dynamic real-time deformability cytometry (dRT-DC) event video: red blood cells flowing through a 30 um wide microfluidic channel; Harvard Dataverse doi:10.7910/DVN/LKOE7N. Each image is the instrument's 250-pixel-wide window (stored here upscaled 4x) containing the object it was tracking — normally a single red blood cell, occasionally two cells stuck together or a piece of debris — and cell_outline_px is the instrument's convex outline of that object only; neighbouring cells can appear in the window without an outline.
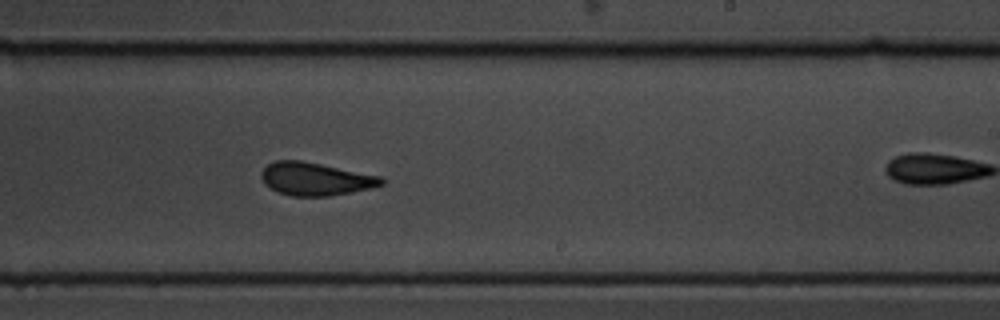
{"species": "common noctule bat (a hibernating species)", "species_latin": "Nyctalus noctula", "temperature_condition": "cold", "stored_images_in_passage": 15, "camera_frame_rate_fps": 3000, "um_per_image_px": 0.085, "animal": {"sex": "male", "body_mass_g": 19.5, "forearm_length_mm": 54.6}, "frame": {"image": 1, "passage_image": 9, "time_ms": 2.667, "image_size_px": [1000, 320], "cell_outline_px": [[384, 184], [372, 188], [352, 192], [328, 196], [292, 196], [280, 192], [264, 184], [260, 176], [260, 172], [268, 164], [276, 160], [300, 160], [384, 176]], "centroid_in_image_um": [26.85, 15.2], "position_along_channel_um": 262.2, "area_um2": 23.18}}
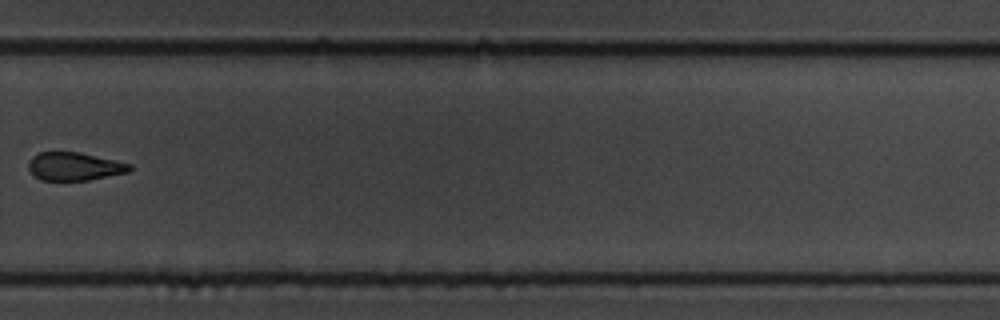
{"frame": {"image": 2, "passage_image": 11, "time_ms": 3.333, "image_size_px": [1000, 320], "cell_outline_px": [[132, 168], [128, 172], [88, 180], [40, 180], [32, 176], [28, 168], [28, 160], [32, 156], [40, 152], [80, 152], [116, 160], [132, 164]], "centroid_in_image_um": [6.29, 14.14], "position_along_channel_um": 323.5, "area_um2": 16.76}}